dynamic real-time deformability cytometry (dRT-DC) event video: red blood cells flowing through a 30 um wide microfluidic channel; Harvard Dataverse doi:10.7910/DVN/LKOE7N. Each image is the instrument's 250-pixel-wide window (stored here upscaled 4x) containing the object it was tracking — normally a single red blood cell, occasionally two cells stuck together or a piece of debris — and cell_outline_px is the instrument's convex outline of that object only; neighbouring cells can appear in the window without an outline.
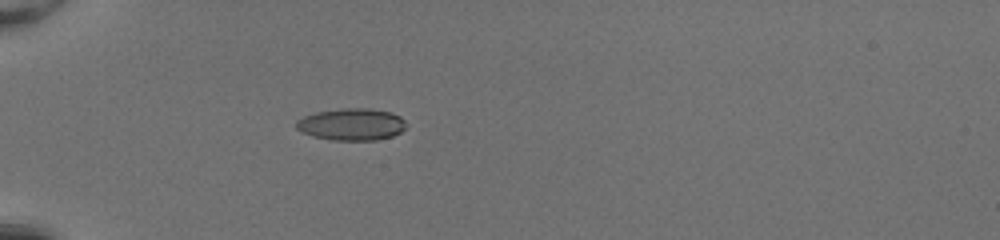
{"species": "common noctule bat (a hibernating species)", "species_latin": "Nyctalus noctula", "temperature_condition": "room temperature", "stored_images_in_passage": 35, "camera_frame_rate_fps": 3000, "um_per_image_px": 0.085, "animal": {"sex": "female", "body_mass_g": 20.0, "forearm_length_mm": 54.0}, "frame": {"image": 1, "passage_image": 1, "time_ms": 0.0, "image_size_px": [1000, 240], "cell_outline_px": [[404, 128], [400, 132], [392, 136], [376, 140], [332, 140], [312, 136], [300, 132], [296, 128], [296, 120], [304, 116], [316, 112], [340, 108], [368, 108], [392, 112], [400, 116], [404, 120]], "centroid_in_image_um": [29.85, 10.56], "position_along_channel_um": 55.2, "area_um2": 20.58}}
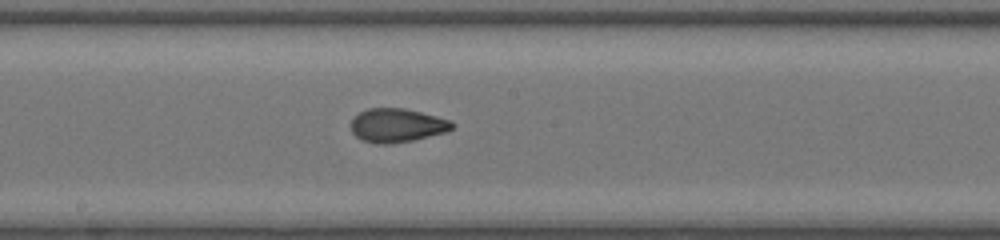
{"frame": {"image": 2, "passage_image": 14, "time_ms": 4.333, "image_size_px": [1000, 240], "cell_outline_px": [[456, 124], [448, 132], [412, 140], [392, 144], [376, 144], [364, 140], [356, 136], [352, 132], [352, 120], [360, 112], [368, 108], [404, 108], [452, 120]], "centroid_in_image_um": [33.79, 10.66], "position_along_channel_um": 214.4, "area_um2": 19.88}}
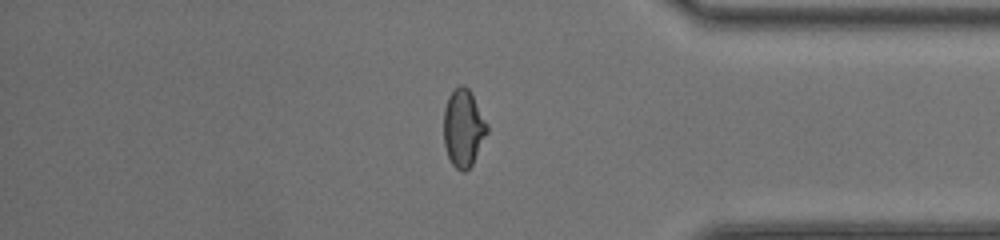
{"frame": {"image": 3, "passage_image": 28, "time_ms": 9.0, "image_size_px": [1000, 240], "cell_outline_px": [[488, 132], [472, 164], [464, 172], [460, 172], [452, 164], [448, 156], [444, 144], [444, 108], [448, 96], [460, 84], [464, 84], [472, 92], [488, 124]], "centroid_in_image_um": [39.39, 10.86], "position_along_channel_um": 395.8, "area_um2": 19.71}, "authors_computed_cell_mechanics": {"area_um2": 19.7676, "velocity_mm_per_s": 4.1759, "shape_relaxation_time_tau1_ms": 10.4361, "shape_relaxation_time_tau2_ms": 0.9367, "deformation_change_tau1": 0.3304, "deformation_change_tau2": 0.0545}}